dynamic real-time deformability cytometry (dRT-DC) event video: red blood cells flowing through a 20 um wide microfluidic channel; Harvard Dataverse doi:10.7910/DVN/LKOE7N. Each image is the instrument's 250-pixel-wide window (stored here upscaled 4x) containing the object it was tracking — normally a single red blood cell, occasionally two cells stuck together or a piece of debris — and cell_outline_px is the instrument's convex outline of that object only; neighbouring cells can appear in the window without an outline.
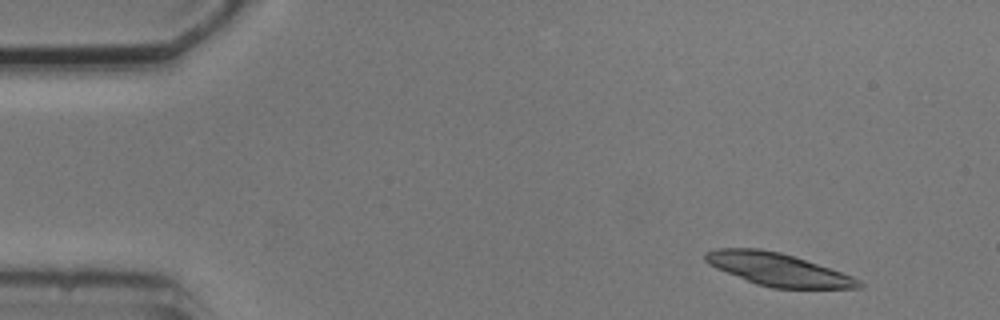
{"species": "common noctule bat (a hibernating species)", "species_latin": "Nyctalus noctula", "temperature_condition": "cold", "stored_images_in_passage": 3, "camera_frame_rate_fps": 3000, "um_per_image_px": 0.085, "animal": {"sex": "male", "body_mass_g": 20.5, "forearm_length_mm": 52.5}, "frame": {"image": 1, "passage_image": 1, "time_ms": 0.0, "image_size_px": [1000, 320], "cell_outline_px": [[864, 284], [860, 288], [772, 288], [756, 284], [716, 268], [708, 264], [704, 260], [704, 252], [716, 248], [760, 248], [780, 252], [852, 276], [860, 280]], "centroid_in_image_um": [66.07, 22.9], "position_along_channel_um": 18.9, "area_um2": 28.96}}